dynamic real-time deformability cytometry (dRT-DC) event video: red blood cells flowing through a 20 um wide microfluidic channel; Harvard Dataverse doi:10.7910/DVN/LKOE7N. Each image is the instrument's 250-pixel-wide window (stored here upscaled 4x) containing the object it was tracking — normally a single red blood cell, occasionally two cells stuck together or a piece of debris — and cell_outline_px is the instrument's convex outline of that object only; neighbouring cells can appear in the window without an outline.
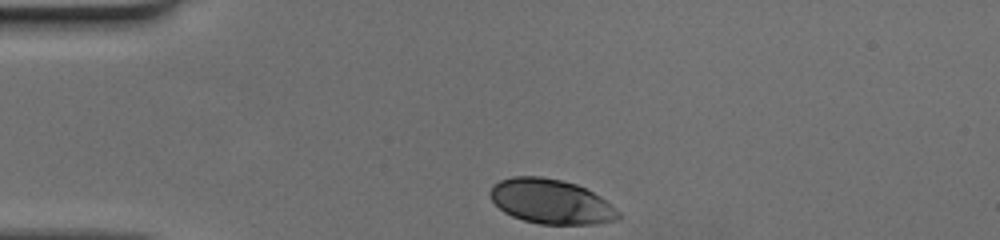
{"species": "human", "species_latin": "Homo sapiens", "temperature_condition": "cold", "stored_images_in_passage": 30, "camera_frame_rate_fps": 3000, "um_per_image_px": 0.085, "donor": {"sex": "female"}, "frame": {"image": 1, "passage_image": 1, "time_ms": 0.0, "image_size_px": [1000, 240], "cell_outline_px": [[620, 220], [596, 224], [540, 224], [524, 220], [512, 216], [504, 212], [492, 200], [488, 192], [492, 184], [500, 180], [512, 176], [540, 176], [560, 180], [576, 184], [600, 196], [620, 212]], "centroid_in_image_um": [46.82, 17.13], "position_along_channel_um": 38.2, "area_um2": 33.41}}
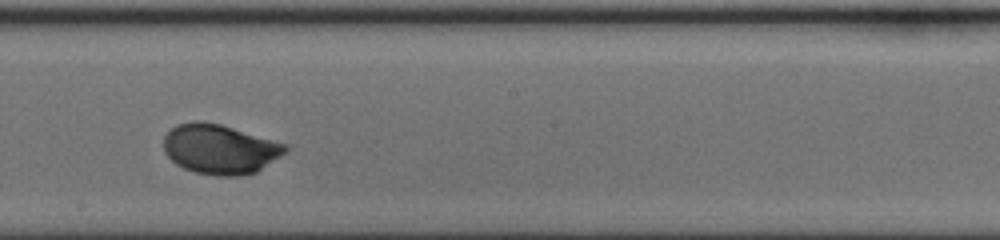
{"frame": {"image": 2, "passage_image": 18, "time_ms": 5.667, "image_size_px": [1000, 240], "cell_outline_px": [[292, 148], [288, 152], [256, 172], [240, 176], [216, 176], [196, 172], [184, 168], [176, 164], [164, 152], [164, 136], [176, 124], [196, 120], [220, 124], [288, 144]], "centroid_in_image_um": [18.73, 12.67], "position_along_channel_um": 229.5, "area_um2": 35.49}}
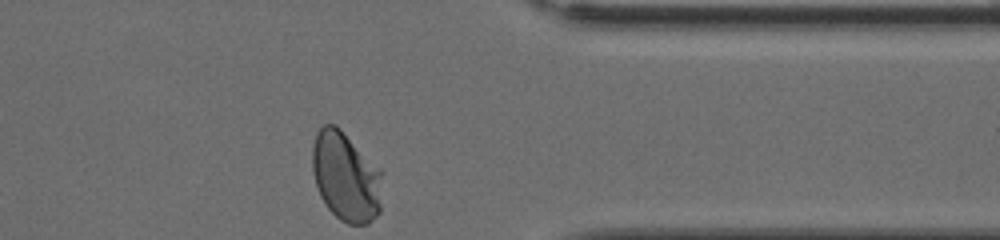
{"frame": {"image": 3, "passage_image": 30, "time_ms": 9.667, "image_size_px": [1000, 240], "cell_outline_px": [[380, 212], [368, 224], [348, 224], [340, 220], [328, 208], [320, 196], [312, 172], [312, 148], [316, 132], [324, 124], [336, 124], [380, 168]], "centroid_in_image_um": [29.37, 15.0], "position_along_channel_um": 382.0, "area_um2": 36.36}}